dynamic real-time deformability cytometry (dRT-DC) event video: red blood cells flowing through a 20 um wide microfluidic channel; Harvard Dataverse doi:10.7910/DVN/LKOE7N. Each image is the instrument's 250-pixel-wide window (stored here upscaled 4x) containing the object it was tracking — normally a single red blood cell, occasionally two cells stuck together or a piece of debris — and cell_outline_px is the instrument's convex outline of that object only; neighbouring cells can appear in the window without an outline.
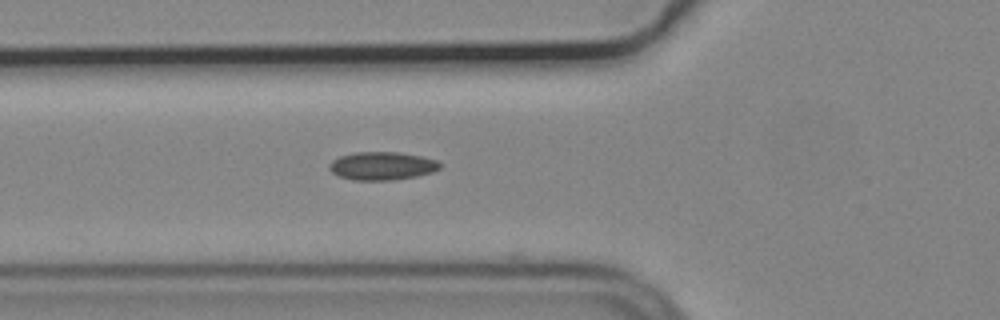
{"species": "common noctule bat (a hibernating species)", "species_latin": "Nyctalus noctula", "temperature_condition": "cold", "stored_images_in_passage": 31, "camera_frame_rate_fps": 3000, "um_per_image_px": 0.085, "animal": {"sex": "male", "body_mass_g": 19.2, "forearm_length_mm": 51.8}, "frame": {"image": 1, "passage_image": 4, "time_ms": 1.0, "image_size_px": [1000, 320], "cell_outline_px": [[440, 168], [432, 172], [416, 176], [392, 180], [356, 180], [340, 176], [332, 172], [328, 168], [328, 164], [332, 160], [340, 156], [356, 152], [400, 152], [420, 156], [436, 160], [440, 164]], "centroid_in_image_um": [32.45, 14.09], "position_along_channel_um": 93.3, "area_um2": 18.03}}
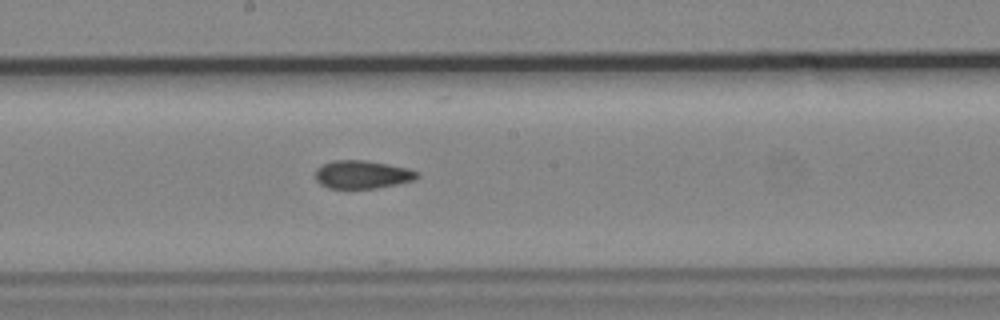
{"frame": {"image": 2, "passage_image": 14, "time_ms": 4.333, "image_size_px": [1000, 320], "cell_outline_px": [[420, 176], [412, 180], [396, 184], [376, 188], [328, 188], [320, 184], [316, 180], [316, 168], [332, 160], [364, 160], [388, 164], [408, 168], [420, 172]], "centroid_in_image_um": [30.79, 14.83], "position_along_channel_um": 217.4, "area_um2": 16.65}}
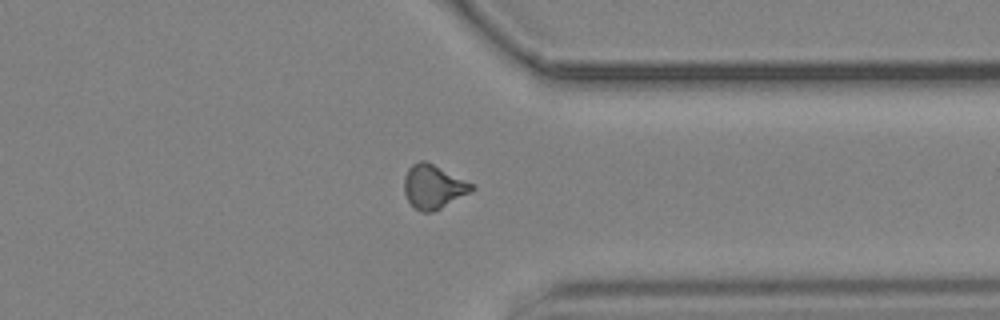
{"frame": {"image": 3, "passage_image": 27, "time_ms": 8.667, "image_size_px": [1000, 320], "cell_outline_px": [[476, 188], [472, 192], [432, 212], [420, 212], [408, 200], [404, 192], [404, 176], [408, 168], [412, 164], [420, 160], [424, 160], [472, 184]], "centroid_in_image_um": [36.81, 15.88], "position_along_channel_um": 374.6, "area_um2": 16.99}, "authors_computed_cell_mechanics": {"area_um2": 16.9354, "velocity_mm_per_s": 3.7009, "shape_relaxation_time_tau1_ms": null, "shape_relaxation_time_tau2_ms": 3.127, "deformation_change_tau1": null, "deformation_change_tau2": 0.0901}}